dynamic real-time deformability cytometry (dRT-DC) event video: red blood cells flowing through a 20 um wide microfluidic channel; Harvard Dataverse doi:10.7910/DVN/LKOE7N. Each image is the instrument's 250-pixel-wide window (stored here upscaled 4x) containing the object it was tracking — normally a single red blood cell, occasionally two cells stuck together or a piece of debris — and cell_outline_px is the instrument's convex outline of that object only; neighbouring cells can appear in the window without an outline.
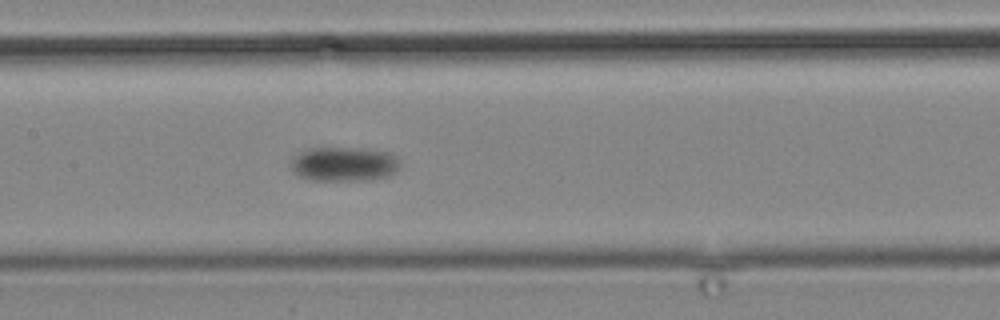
{"species": "common noctule bat (a hibernating species)", "species_latin": "Nyctalus noctula", "temperature_condition": "cold", "stored_images_in_passage": 14, "camera_frame_rate_fps": 3000, "um_per_image_px": 0.085, "animal": {"sex": "male", "body_mass_g": 19.2, "forearm_length_mm": 51.8}, "frame": {"image": 1, "passage_image": 14, "time_ms": 16.667, "image_size_px": [1000, 320], "cell_outline_px": [[400, 168], [396, 172], [388, 176], [364, 180], [316, 180], [300, 176], [292, 168], [292, 160], [300, 152], [312, 148], [364, 148], [392, 152], [400, 160]], "centroid_in_image_um": [29.34, 13.93], "position_along_channel_um": 178.1, "area_um2": 21.79}}